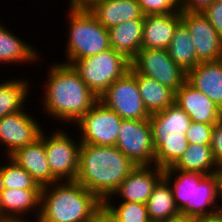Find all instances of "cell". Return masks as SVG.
<instances>
[{"mask_svg":"<svg viewBox=\"0 0 222 222\" xmlns=\"http://www.w3.org/2000/svg\"><path fill=\"white\" fill-rule=\"evenodd\" d=\"M149 122L152 136L186 133L189 129L190 117L175 103L166 109L150 115Z\"/></svg>","mask_w":222,"mask_h":222,"instance_id":"cell-27","label":"cell"},{"mask_svg":"<svg viewBox=\"0 0 222 222\" xmlns=\"http://www.w3.org/2000/svg\"><path fill=\"white\" fill-rule=\"evenodd\" d=\"M0 162L3 163L0 164V189H42L32 176L9 156H3Z\"/></svg>","mask_w":222,"mask_h":222,"instance_id":"cell-30","label":"cell"},{"mask_svg":"<svg viewBox=\"0 0 222 222\" xmlns=\"http://www.w3.org/2000/svg\"><path fill=\"white\" fill-rule=\"evenodd\" d=\"M5 219L3 216H2V209H1V203H0V220H3Z\"/></svg>","mask_w":222,"mask_h":222,"instance_id":"cell-43","label":"cell"},{"mask_svg":"<svg viewBox=\"0 0 222 222\" xmlns=\"http://www.w3.org/2000/svg\"><path fill=\"white\" fill-rule=\"evenodd\" d=\"M191 222H222V209L213 214L191 219Z\"/></svg>","mask_w":222,"mask_h":222,"instance_id":"cell-38","label":"cell"},{"mask_svg":"<svg viewBox=\"0 0 222 222\" xmlns=\"http://www.w3.org/2000/svg\"><path fill=\"white\" fill-rule=\"evenodd\" d=\"M158 222H191V219L183 217V216H178L173 219L162 220V221H158Z\"/></svg>","mask_w":222,"mask_h":222,"instance_id":"cell-41","label":"cell"},{"mask_svg":"<svg viewBox=\"0 0 222 222\" xmlns=\"http://www.w3.org/2000/svg\"><path fill=\"white\" fill-rule=\"evenodd\" d=\"M9 157L25 169L41 187L59 182L51 173L43 143V131L35 142L18 148Z\"/></svg>","mask_w":222,"mask_h":222,"instance_id":"cell-16","label":"cell"},{"mask_svg":"<svg viewBox=\"0 0 222 222\" xmlns=\"http://www.w3.org/2000/svg\"><path fill=\"white\" fill-rule=\"evenodd\" d=\"M210 147L217 166L222 168V120L214 124Z\"/></svg>","mask_w":222,"mask_h":222,"instance_id":"cell-35","label":"cell"},{"mask_svg":"<svg viewBox=\"0 0 222 222\" xmlns=\"http://www.w3.org/2000/svg\"><path fill=\"white\" fill-rule=\"evenodd\" d=\"M63 128H56L51 134L43 130V143L52 175L59 182L75 181L81 142Z\"/></svg>","mask_w":222,"mask_h":222,"instance_id":"cell-7","label":"cell"},{"mask_svg":"<svg viewBox=\"0 0 222 222\" xmlns=\"http://www.w3.org/2000/svg\"><path fill=\"white\" fill-rule=\"evenodd\" d=\"M180 23L181 11L170 14L145 15L142 49H168Z\"/></svg>","mask_w":222,"mask_h":222,"instance_id":"cell-18","label":"cell"},{"mask_svg":"<svg viewBox=\"0 0 222 222\" xmlns=\"http://www.w3.org/2000/svg\"><path fill=\"white\" fill-rule=\"evenodd\" d=\"M180 11L203 12L215 0H177Z\"/></svg>","mask_w":222,"mask_h":222,"instance_id":"cell-36","label":"cell"},{"mask_svg":"<svg viewBox=\"0 0 222 222\" xmlns=\"http://www.w3.org/2000/svg\"><path fill=\"white\" fill-rule=\"evenodd\" d=\"M222 40V0H215L206 10L202 12Z\"/></svg>","mask_w":222,"mask_h":222,"instance_id":"cell-34","label":"cell"},{"mask_svg":"<svg viewBox=\"0 0 222 222\" xmlns=\"http://www.w3.org/2000/svg\"><path fill=\"white\" fill-rule=\"evenodd\" d=\"M145 15L170 14L179 12L177 0H137Z\"/></svg>","mask_w":222,"mask_h":222,"instance_id":"cell-32","label":"cell"},{"mask_svg":"<svg viewBox=\"0 0 222 222\" xmlns=\"http://www.w3.org/2000/svg\"><path fill=\"white\" fill-rule=\"evenodd\" d=\"M9 27L0 22V67L5 65H28L38 63L41 52L33 44L27 43L25 39H19ZM35 62V63H34ZM28 63V64H27Z\"/></svg>","mask_w":222,"mask_h":222,"instance_id":"cell-19","label":"cell"},{"mask_svg":"<svg viewBox=\"0 0 222 222\" xmlns=\"http://www.w3.org/2000/svg\"><path fill=\"white\" fill-rule=\"evenodd\" d=\"M131 66L139 74L153 78L174 92L187 79V72L170 58L167 49H141Z\"/></svg>","mask_w":222,"mask_h":222,"instance_id":"cell-11","label":"cell"},{"mask_svg":"<svg viewBox=\"0 0 222 222\" xmlns=\"http://www.w3.org/2000/svg\"><path fill=\"white\" fill-rule=\"evenodd\" d=\"M155 147L154 165L166 169L172 167L188 146L184 133L153 136Z\"/></svg>","mask_w":222,"mask_h":222,"instance_id":"cell-28","label":"cell"},{"mask_svg":"<svg viewBox=\"0 0 222 222\" xmlns=\"http://www.w3.org/2000/svg\"><path fill=\"white\" fill-rule=\"evenodd\" d=\"M41 190L42 189L18 188L0 189L2 216L5 219H32V215L34 218H38L40 214ZM28 215H30V217Z\"/></svg>","mask_w":222,"mask_h":222,"instance_id":"cell-17","label":"cell"},{"mask_svg":"<svg viewBox=\"0 0 222 222\" xmlns=\"http://www.w3.org/2000/svg\"><path fill=\"white\" fill-rule=\"evenodd\" d=\"M103 202L76 181L42 187L39 222H84L92 219Z\"/></svg>","mask_w":222,"mask_h":222,"instance_id":"cell-3","label":"cell"},{"mask_svg":"<svg viewBox=\"0 0 222 222\" xmlns=\"http://www.w3.org/2000/svg\"><path fill=\"white\" fill-rule=\"evenodd\" d=\"M115 146L136 166L154 165L155 147L149 119H123Z\"/></svg>","mask_w":222,"mask_h":222,"instance_id":"cell-10","label":"cell"},{"mask_svg":"<svg viewBox=\"0 0 222 222\" xmlns=\"http://www.w3.org/2000/svg\"><path fill=\"white\" fill-rule=\"evenodd\" d=\"M114 203V199H105L103 201V204L113 213L119 222H151L146 204L139 202Z\"/></svg>","mask_w":222,"mask_h":222,"instance_id":"cell-31","label":"cell"},{"mask_svg":"<svg viewBox=\"0 0 222 222\" xmlns=\"http://www.w3.org/2000/svg\"><path fill=\"white\" fill-rule=\"evenodd\" d=\"M186 80L222 110V59L200 62L187 72Z\"/></svg>","mask_w":222,"mask_h":222,"instance_id":"cell-21","label":"cell"},{"mask_svg":"<svg viewBox=\"0 0 222 222\" xmlns=\"http://www.w3.org/2000/svg\"><path fill=\"white\" fill-rule=\"evenodd\" d=\"M146 208L151 222L173 219L180 216L170 184L164 177L154 187L151 196L146 202Z\"/></svg>","mask_w":222,"mask_h":222,"instance_id":"cell-26","label":"cell"},{"mask_svg":"<svg viewBox=\"0 0 222 222\" xmlns=\"http://www.w3.org/2000/svg\"><path fill=\"white\" fill-rule=\"evenodd\" d=\"M2 77L0 82V119L4 116L20 112L27 106V99L30 98L32 89L27 78H9ZM5 80V81H4ZM30 93V94H29Z\"/></svg>","mask_w":222,"mask_h":222,"instance_id":"cell-24","label":"cell"},{"mask_svg":"<svg viewBox=\"0 0 222 222\" xmlns=\"http://www.w3.org/2000/svg\"><path fill=\"white\" fill-rule=\"evenodd\" d=\"M41 95L43 113L58 122L74 124L86 114L99 98L88 88L71 65L51 62ZM60 122V123H59Z\"/></svg>","mask_w":222,"mask_h":222,"instance_id":"cell-1","label":"cell"},{"mask_svg":"<svg viewBox=\"0 0 222 222\" xmlns=\"http://www.w3.org/2000/svg\"><path fill=\"white\" fill-rule=\"evenodd\" d=\"M181 22L191 35L200 62L222 59V40L202 12L181 11Z\"/></svg>","mask_w":222,"mask_h":222,"instance_id":"cell-13","label":"cell"},{"mask_svg":"<svg viewBox=\"0 0 222 222\" xmlns=\"http://www.w3.org/2000/svg\"><path fill=\"white\" fill-rule=\"evenodd\" d=\"M135 167L116 146L81 144L75 181L103 202Z\"/></svg>","mask_w":222,"mask_h":222,"instance_id":"cell-2","label":"cell"},{"mask_svg":"<svg viewBox=\"0 0 222 222\" xmlns=\"http://www.w3.org/2000/svg\"><path fill=\"white\" fill-rule=\"evenodd\" d=\"M180 216L194 219L222 209L218 173L203 175L198 172L164 170ZM218 199V200H217Z\"/></svg>","mask_w":222,"mask_h":222,"instance_id":"cell-4","label":"cell"},{"mask_svg":"<svg viewBox=\"0 0 222 222\" xmlns=\"http://www.w3.org/2000/svg\"><path fill=\"white\" fill-rule=\"evenodd\" d=\"M66 11L69 29L64 46L66 60L61 63L70 65L75 60L95 56L111 48L108 29L89 9L68 8Z\"/></svg>","mask_w":222,"mask_h":222,"instance_id":"cell-5","label":"cell"},{"mask_svg":"<svg viewBox=\"0 0 222 222\" xmlns=\"http://www.w3.org/2000/svg\"><path fill=\"white\" fill-rule=\"evenodd\" d=\"M93 222H119L113 213L102 204L92 217Z\"/></svg>","mask_w":222,"mask_h":222,"instance_id":"cell-37","label":"cell"},{"mask_svg":"<svg viewBox=\"0 0 222 222\" xmlns=\"http://www.w3.org/2000/svg\"><path fill=\"white\" fill-rule=\"evenodd\" d=\"M135 78L145 109L151 115L162 111L174 103L175 92L151 77L139 74Z\"/></svg>","mask_w":222,"mask_h":222,"instance_id":"cell-25","label":"cell"},{"mask_svg":"<svg viewBox=\"0 0 222 222\" xmlns=\"http://www.w3.org/2000/svg\"><path fill=\"white\" fill-rule=\"evenodd\" d=\"M167 50L170 58L185 72H188L200 63L197 59L191 35L182 22L177 26Z\"/></svg>","mask_w":222,"mask_h":222,"instance_id":"cell-29","label":"cell"},{"mask_svg":"<svg viewBox=\"0 0 222 222\" xmlns=\"http://www.w3.org/2000/svg\"><path fill=\"white\" fill-rule=\"evenodd\" d=\"M89 10L108 30L125 21L144 19L137 0H98Z\"/></svg>","mask_w":222,"mask_h":222,"instance_id":"cell-20","label":"cell"},{"mask_svg":"<svg viewBox=\"0 0 222 222\" xmlns=\"http://www.w3.org/2000/svg\"><path fill=\"white\" fill-rule=\"evenodd\" d=\"M174 103L191 119V122L216 124L222 120V110L187 80L175 92Z\"/></svg>","mask_w":222,"mask_h":222,"instance_id":"cell-15","label":"cell"},{"mask_svg":"<svg viewBox=\"0 0 222 222\" xmlns=\"http://www.w3.org/2000/svg\"><path fill=\"white\" fill-rule=\"evenodd\" d=\"M214 125L191 122L185 133L188 144H210Z\"/></svg>","mask_w":222,"mask_h":222,"instance_id":"cell-33","label":"cell"},{"mask_svg":"<svg viewBox=\"0 0 222 222\" xmlns=\"http://www.w3.org/2000/svg\"><path fill=\"white\" fill-rule=\"evenodd\" d=\"M98 0H68V6L72 9H89Z\"/></svg>","mask_w":222,"mask_h":222,"instance_id":"cell-39","label":"cell"},{"mask_svg":"<svg viewBox=\"0 0 222 222\" xmlns=\"http://www.w3.org/2000/svg\"><path fill=\"white\" fill-rule=\"evenodd\" d=\"M108 31L111 48L132 62L142 49L143 19L125 21Z\"/></svg>","mask_w":222,"mask_h":222,"instance_id":"cell-22","label":"cell"},{"mask_svg":"<svg viewBox=\"0 0 222 222\" xmlns=\"http://www.w3.org/2000/svg\"><path fill=\"white\" fill-rule=\"evenodd\" d=\"M163 177L164 169L156 165L136 166L122 181L112 196L106 199L119 198L120 202H139L146 204L154 187Z\"/></svg>","mask_w":222,"mask_h":222,"instance_id":"cell-14","label":"cell"},{"mask_svg":"<svg viewBox=\"0 0 222 222\" xmlns=\"http://www.w3.org/2000/svg\"><path fill=\"white\" fill-rule=\"evenodd\" d=\"M99 100L122 119L147 120L150 118V114L144 107L135 78V69L132 66L128 72L108 87Z\"/></svg>","mask_w":222,"mask_h":222,"instance_id":"cell-9","label":"cell"},{"mask_svg":"<svg viewBox=\"0 0 222 222\" xmlns=\"http://www.w3.org/2000/svg\"><path fill=\"white\" fill-rule=\"evenodd\" d=\"M164 170L198 172L207 176L218 173L220 169L213 157L210 144H188L178 161Z\"/></svg>","mask_w":222,"mask_h":222,"instance_id":"cell-23","label":"cell"},{"mask_svg":"<svg viewBox=\"0 0 222 222\" xmlns=\"http://www.w3.org/2000/svg\"><path fill=\"white\" fill-rule=\"evenodd\" d=\"M122 118L98 100L74 125L81 144L115 146Z\"/></svg>","mask_w":222,"mask_h":222,"instance_id":"cell-8","label":"cell"},{"mask_svg":"<svg viewBox=\"0 0 222 222\" xmlns=\"http://www.w3.org/2000/svg\"><path fill=\"white\" fill-rule=\"evenodd\" d=\"M218 177H219V188H220V201H222V168H220V170L218 171ZM221 206H222V203H221Z\"/></svg>","mask_w":222,"mask_h":222,"instance_id":"cell-42","label":"cell"},{"mask_svg":"<svg viewBox=\"0 0 222 222\" xmlns=\"http://www.w3.org/2000/svg\"><path fill=\"white\" fill-rule=\"evenodd\" d=\"M70 65L88 88L100 98L115 80L129 71L131 62L110 48L95 56L75 60Z\"/></svg>","mask_w":222,"mask_h":222,"instance_id":"cell-6","label":"cell"},{"mask_svg":"<svg viewBox=\"0 0 222 222\" xmlns=\"http://www.w3.org/2000/svg\"><path fill=\"white\" fill-rule=\"evenodd\" d=\"M39 222L38 218H15V219H3L0 222Z\"/></svg>","mask_w":222,"mask_h":222,"instance_id":"cell-40","label":"cell"},{"mask_svg":"<svg viewBox=\"0 0 222 222\" xmlns=\"http://www.w3.org/2000/svg\"><path fill=\"white\" fill-rule=\"evenodd\" d=\"M28 109L24 108L20 112L0 119V146L5 152L1 153L4 157L10 156L18 148L35 142L45 129L41 126L40 119L27 112Z\"/></svg>","mask_w":222,"mask_h":222,"instance_id":"cell-12","label":"cell"},{"mask_svg":"<svg viewBox=\"0 0 222 222\" xmlns=\"http://www.w3.org/2000/svg\"><path fill=\"white\" fill-rule=\"evenodd\" d=\"M84 222H93V220H92V219H90V220H87V221H84Z\"/></svg>","mask_w":222,"mask_h":222,"instance_id":"cell-44","label":"cell"}]
</instances>
